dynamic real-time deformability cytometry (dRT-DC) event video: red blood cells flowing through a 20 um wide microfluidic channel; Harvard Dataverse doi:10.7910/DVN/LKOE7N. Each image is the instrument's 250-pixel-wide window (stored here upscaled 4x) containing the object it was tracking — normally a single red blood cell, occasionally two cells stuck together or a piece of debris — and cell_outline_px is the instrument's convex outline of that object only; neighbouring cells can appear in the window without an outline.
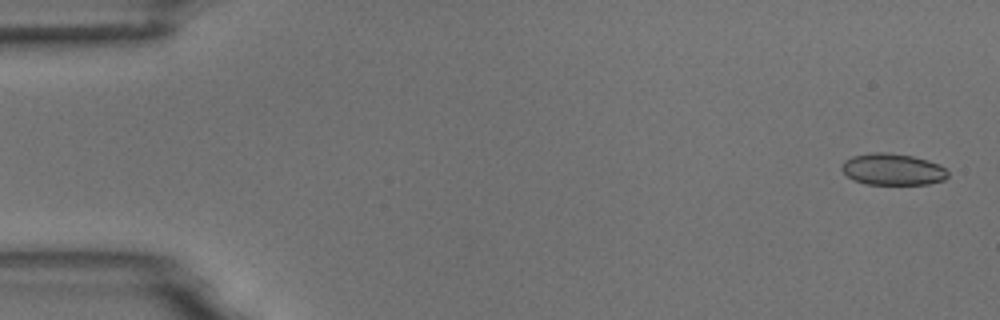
{"species": "common noctule bat (a hibernating species)", "species_latin": "Nyctalus noctula", "temperature_condition": "room temperature", "stored_images_in_passage": 5, "camera_frame_rate_fps": 3000, "um_per_image_px": 0.085, "animal": {"sex": "male", "body_mass_g": 18.8}, "frame": {"image": 1, "passage_image": 1, "time_ms": 0.0, "image_size_px": [1000, 320], "cell_outline_px": [[948, 176], [944, 180], [928, 184], [864, 184], [852, 180], [840, 168], [844, 160], [852, 156], [872, 152], [888, 152], [912, 156], [928, 160], [940, 164], [948, 172]], "centroid_in_image_um": [75.86, 14.39], "position_along_channel_um": 9.1, "area_um2": 19.71}}
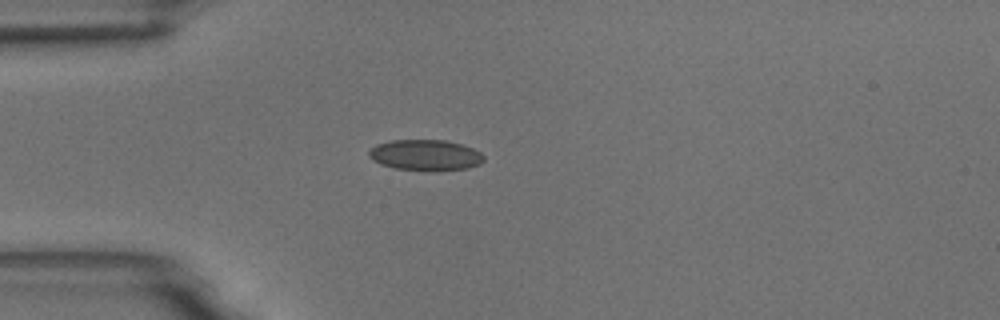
{"frame": {"image": 2, "passage_image": 5, "time_ms": 4.333, "image_size_px": [1000, 320], "cell_outline_px": [[484, 160], [480, 164], [468, 168], [440, 172], [432, 172], [396, 168], [380, 164], [372, 160], [368, 156], [368, 152], [376, 144], [392, 140], [444, 140], [460, 144], [472, 148], [480, 152], [484, 156]], "centroid_in_image_um": [36.17, 13.21], "position_along_channel_um": 48.8, "area_um2": 20.98}}